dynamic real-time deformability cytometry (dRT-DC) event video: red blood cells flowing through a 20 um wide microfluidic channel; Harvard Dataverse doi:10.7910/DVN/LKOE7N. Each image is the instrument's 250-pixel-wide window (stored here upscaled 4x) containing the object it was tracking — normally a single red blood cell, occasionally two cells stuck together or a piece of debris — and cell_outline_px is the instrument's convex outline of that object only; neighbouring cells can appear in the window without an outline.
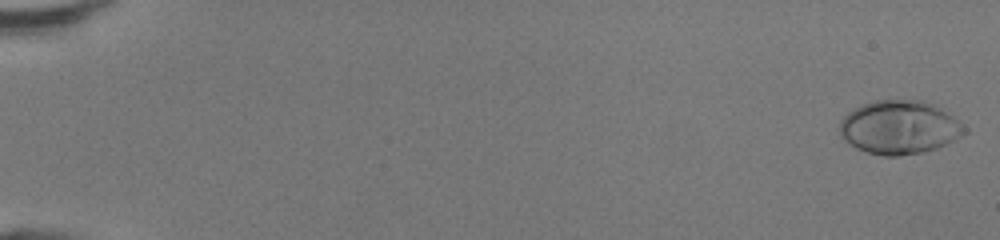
{"species": "human", "species_latin": "Homo sapiens", "temperature_condition": "room temperature", "stored_images_in_passage": 48, "camera_frame_rate_fps": 3000, "um_per_image_px": 0.085, "donor": {"sex": "female"}, "frame": {"image": 1, "passage_image": 1, "time_ms": 0.0, "image_size_px": [1000, 240], "cell_outline_px": [[968, 132], [936, 148], [924, 152], [896, 156], [884, 156], [868, 152], [856, 148], [848, 144], [840, 136], [840, 120], [848, 112], [864, 104], [876, 100], [920, 100], [936, 104], [968, 128]], "centroid_in_image_um": [76.44, 10.82], "position_along_channel_um": 8.6, "area_um2": 38.96}}
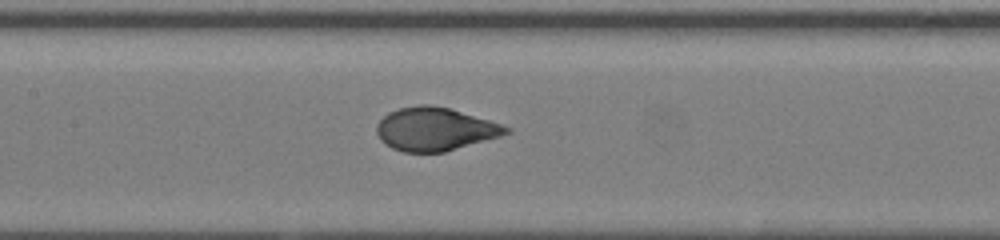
{"frame": {"image": 2, "passage_image": 25, "time_ms": 8.0, "image_size_px": [1000, 240], "cell_outline_px": [[512, 132], [500, 136], [444, 152], [404, 152], [392, 148], [384, 144], [380, 140], [376, 132], [376, 124], [388, 112], [400, 108], [420, 104], [428, 104], [448, 108], [488, 120], [512, 128]], "centroid_in_image_um": [36.94, 10.98], "position_along_channel_um": 170.5, "area_um2": 32.43}}
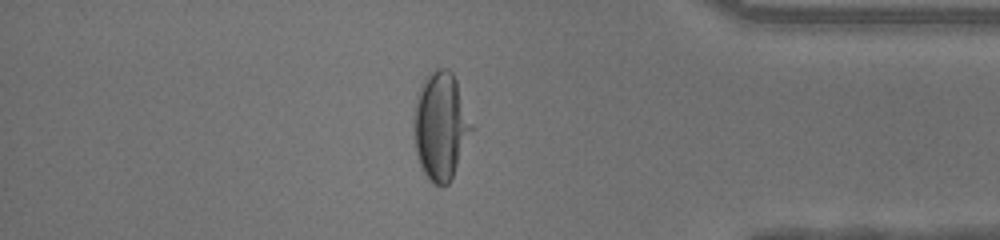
{"frame": {"image": 3, "passage_image": 42, "time_ms": 13.667, "image_size_px": [1000, 240], "cell_outline_px": [[476, 128], [448, 184], [432, 184], [428, 180], [420, 164], [416, 152], [412, 124], [412, 120], [416, 96], [420, 84], [428, 72], [436, 68], [448, 68], [452, 72], [456, 80]], "centroid_in_image_um": [37.47, 10.66], "position_along_channel_um": 397.7, "area_um2": 37.17}, "authors_computed_cell_mechanics": {"area_um2": 34.4199, "velocity_mm_per_s": 4.3674, "shape_relaxation_time_tau1_ms": 3.1743, "shape_relaxation_time_tau2_ms": null, "deformation_change_tau1": 0.2078, "deformation_change_tau2": null}}